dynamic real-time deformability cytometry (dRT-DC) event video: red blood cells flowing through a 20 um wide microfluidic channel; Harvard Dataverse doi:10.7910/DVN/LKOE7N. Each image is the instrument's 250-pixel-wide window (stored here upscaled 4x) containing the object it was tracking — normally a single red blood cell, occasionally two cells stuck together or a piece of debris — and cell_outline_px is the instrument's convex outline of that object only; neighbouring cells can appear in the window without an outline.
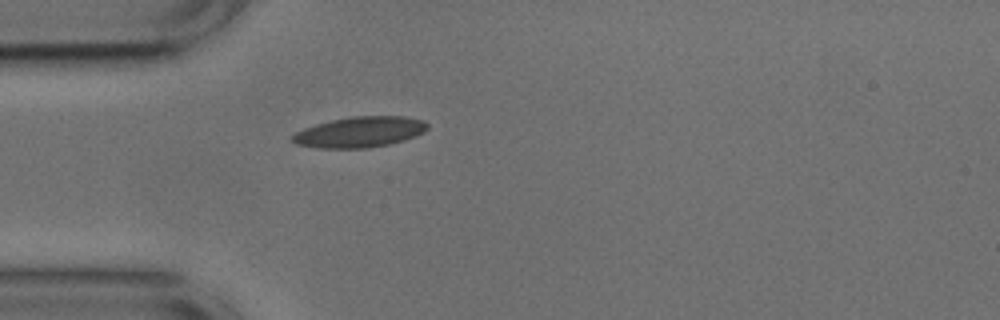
{"species": "common noctule bat (a hibernating species)", "species_latin": "Nyctalus noctula", "temperature_condition": "cold", "stored_images_in_passage": 38, "camera_frame_rate_fps": 3000, "um_per_image_px": 0.085, "animal": {"sex": "male", "body_mass_g": 17.9, "forearm_length_mm": 54.2}, "frame": {"image": 1, "passage_image": 1, "time_ms": 0.0, "image_size_px": [1000, 320], "cell_outline_px": [[428, 128], [424, 132], [416, 136], [404, 140], [388, 144], [368, 148], [316, 148], [296, 144], [288, 140], [288, 136], [304, 128], [316, 124], [332, 120], [352, 116], [404, 116], [424, 120], [428, 124]], "centroid_in_image_um": [30.54, 11.22], "position_along_channel_um": 54.5, "area_um2": 24.39}}
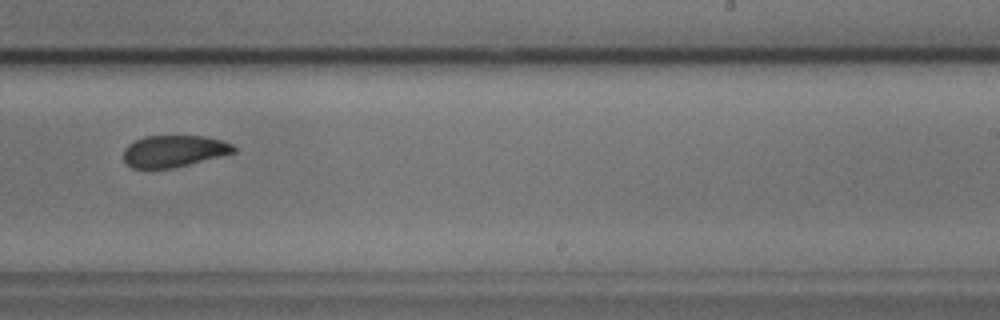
{"frame": {"image": 2, "passage_image": 19, "time_ms": 6.0, "image_size_px": [1000, 320], "cell_outline_px": [[236, 152], [172, 168], [132, 168], [124, 160], [124, 148], [128, 144], [144, 136], [204, 136], [220, 140], [232, 144], [236, 148]], "centroid_in_image_um": [14.77, 12.84], "position_along_channel_um": 274.2, "area_um2": 20.17}}
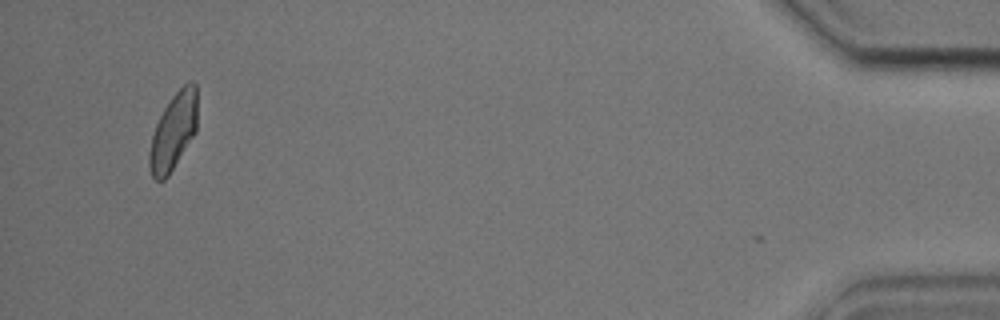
{"frame": {"image": 3, "passage_image": 37, "time_ms": 12.0, "image_size_px": [1000, 320], "cell_outline_px": [[196, 132], [168, 176], [164, 180], [156, 180], [152, 176], [148, 168], [148, 152], [152, 136], [156, 124], [164, 108], [172, 96], [184, 84], [192, 80], [196, 84]], "centroid_in_image_um": [14.72, 11.2], "position_along_channel_um": 420.5, "area_um2": 21.39}, "authors_computed_cell_mechanics": {"area_um2": 22.1085, "velocity_mm_per_s": 3.742, "shape_relaxation_time_tau1_ms": 3.2696, "shape_relaxation_time_tau2_ms": 1.6541, "deformation_change_tau1": 0.1073, "deformation_change_tau2": 0.0759}}